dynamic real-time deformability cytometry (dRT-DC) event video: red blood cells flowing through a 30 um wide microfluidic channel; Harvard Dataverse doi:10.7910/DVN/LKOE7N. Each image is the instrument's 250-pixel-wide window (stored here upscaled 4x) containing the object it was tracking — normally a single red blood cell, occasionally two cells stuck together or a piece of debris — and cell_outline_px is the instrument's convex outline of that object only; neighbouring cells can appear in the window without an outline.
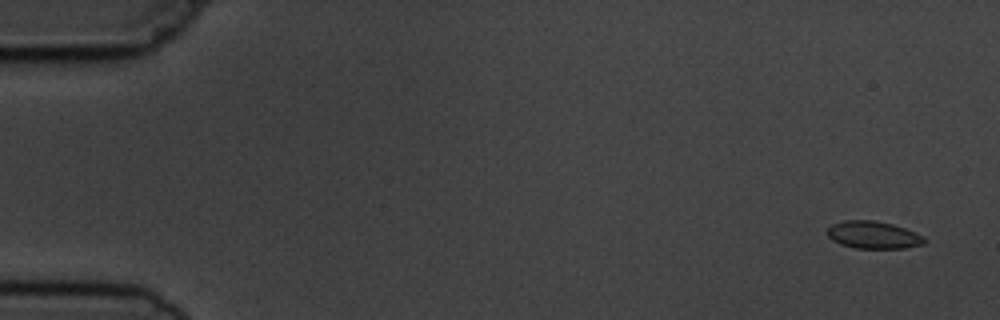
{"species": "common noctule bat (a hibernating species)", "species_latin": "Nyctalus noctula", "temperature_condition": "cold", "stored_images_in_passage": 5, "camera_frame_rate_fps": 3000, "um_per_image_px": 0.085, "animal": {"sex": "male", "body_mass_g": 19.5, "forearm_length_mm": 54.6}, "frame": {"image": 1, "passage_image": 1, "time_ms": 0.0, "image_size_px": [1000, 320], "cell_outline_px": [[928, 240], [924, 244], [904, 248], [856, 248], [840, 244], [832, 240], [828, 236], [828, 228], [832, 224], [844, 220], [872, 220], [892, 224], [904, 228], [924, 236]], "centroid_in_image_um": [74.25, 19.97], "position_along_channel_um": 10.8, "area_um2": 15.49}}
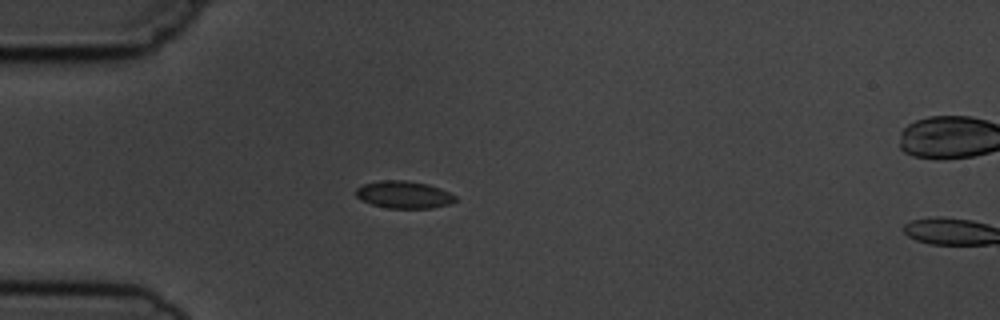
{"frame": {"image": 2, "passage_image": 4, "time_ms": 4.333, "image_size_px": [1000, 320], "cell_outline_px": [[456, 200], [448, 204], [432, 208], [388, 208], [372, 204], [356, 196], [356, 188], [364, 184], [380, 180], [404, 180], [428, 184], [440, 188], [456, 196]], "centroid_in_image_um": [34.33, 16.54], "position_along_channel_um": 50.7, "area_um2": 15.66}}